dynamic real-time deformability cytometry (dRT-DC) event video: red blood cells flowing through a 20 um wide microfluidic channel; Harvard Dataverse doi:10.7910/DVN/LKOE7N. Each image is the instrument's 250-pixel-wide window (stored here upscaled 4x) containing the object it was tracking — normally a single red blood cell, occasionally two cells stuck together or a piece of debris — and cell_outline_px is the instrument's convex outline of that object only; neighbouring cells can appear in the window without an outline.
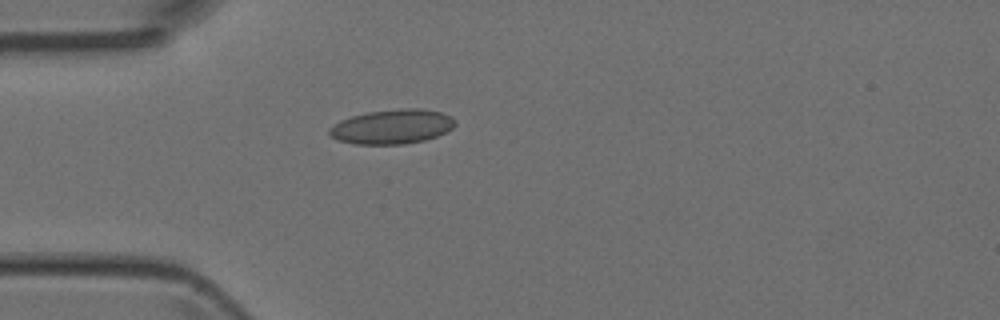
{"species": "Egyptian fruit bat (a non-hibernating species)", "species_latin": "Rousettus aegyptiacus", "temperature_condition": "room temperature", "stored_images_in_passage": 2, "camera_frame_rate_fps": 3000, "um_per_image_px": 0.085, "animal": {"sex": "female"}, "frame": {"image": 1, "passage_image": 2, "time_ms": 1.333, "image_size_px": [1000, 320], "cell_outline_px": [[456, 124], [452, 128], [436, 136], [424, 140], [404, 144], [356, 144], [336, 140], [328, 132], [328, 128], [340, 120], [352, 116], [368, 112], [404, 108], [420, 108], [440, 112], [452, 116], [456, 120]], "centroid_in_image_um": [33.32, 10.76], "position_along_channel_um": 51.7, "area_um2": 25.26}}